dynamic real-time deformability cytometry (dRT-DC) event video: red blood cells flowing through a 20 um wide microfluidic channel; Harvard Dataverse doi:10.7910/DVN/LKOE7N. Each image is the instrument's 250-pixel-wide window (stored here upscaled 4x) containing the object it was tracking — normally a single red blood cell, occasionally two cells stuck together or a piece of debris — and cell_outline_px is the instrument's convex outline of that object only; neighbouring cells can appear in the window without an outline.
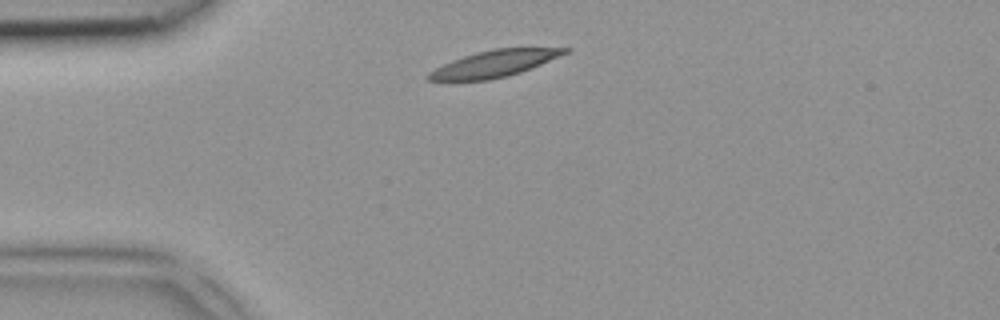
{"species": "common noctule bat (a hibernating species)", "species_latin": "Nyctalus noctula", "temperature_condition": "room temperature", "stored_images_in_passage": 3, "camera_frame_rate_fps": 3000, "um_per_image_px": 0.085, "animal": {"sex": "female", "body_mass_g": 18.4}, "frame": {"image": 1, "passage_image": 3, "time_ms": 0.667, "image_size_px": [1000, 320], "cell_outline_px": [[572, 48], [568, 52], [560, 56], [532, 68], [508, 76], [488, 80], [428, 80], [424, 76], [428, 72], [452, 60], [476, 52], [492, 48]], "centroid_in_image_um": [42.01, 5.41], "position_along_channel_um": 43.0, "area_um2": 20.98}}